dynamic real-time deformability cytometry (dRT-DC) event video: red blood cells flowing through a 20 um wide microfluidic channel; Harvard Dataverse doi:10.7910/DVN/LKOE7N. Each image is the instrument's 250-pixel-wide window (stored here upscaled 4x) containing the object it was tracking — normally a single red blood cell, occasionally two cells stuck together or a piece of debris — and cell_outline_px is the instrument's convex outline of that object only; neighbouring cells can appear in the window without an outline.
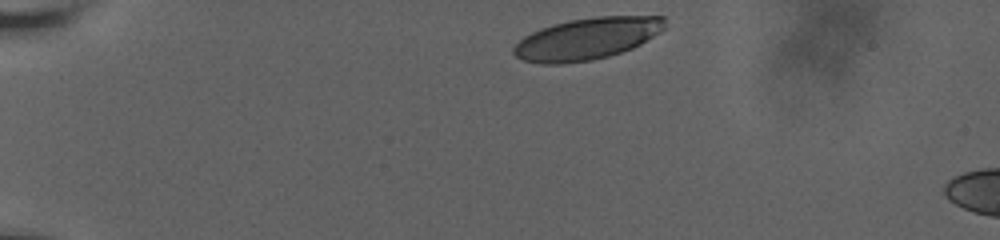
{"species": "human", "species_latin": "Homo sapiens", "temperature_condition": "room temperature", "stored_images_in_passage": 8, "camera_frame_rate_fps": 3000, "um_per_image_px": 0.085, "donor": {"sex": "male"}, "frame": {"image": 1, "passage_image": 1, "time_ms": 0.0, "image_size_px": [1000, 240], "cell_outline_px": [[664, 28], [660, 32], [640, 44], [632, 48], [608, 56], [592, 60], [560, 64], [540, 64], [524, 60], [516, 56], [512, 52], [512, 48], [524, 36], [540, 28], [568, 20], [596, 16], [664, 16]], "centroid_in_image_um": [49.87, 3.29], "position_along_channel_um": 35.1, "area_um2": 36.7}}